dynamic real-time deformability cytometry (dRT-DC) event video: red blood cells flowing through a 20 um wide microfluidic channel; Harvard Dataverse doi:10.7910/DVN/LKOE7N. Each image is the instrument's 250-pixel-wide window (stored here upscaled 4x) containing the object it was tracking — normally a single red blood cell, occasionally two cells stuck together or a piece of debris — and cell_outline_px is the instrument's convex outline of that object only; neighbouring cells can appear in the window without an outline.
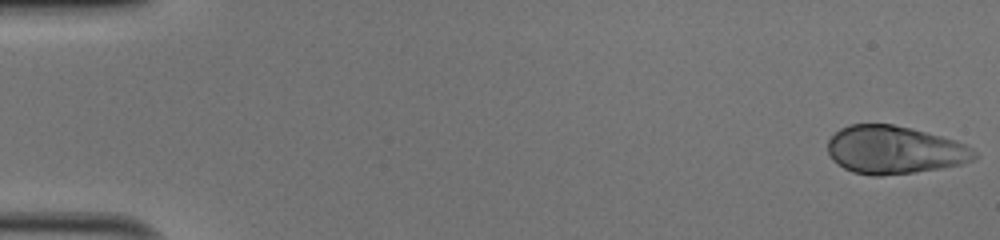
{"species": "human", "species_latin": "Homo sapiens", "temperature_condition": "cold", "stored_images_in_passage": 50, "camera_frame_rate_fps": 3000, "um_per_image_px": 0.085, "donor": {"sex": "male"}, "frame": {"image": 1, "passage_image": 1, "time_ms": 0.0, "image_size_px": [1000, 240], "cell_outline_px": [[980, 156], [972, 160], [960, 164], [940, 168], [916, 172], [880, 176], [872, 176], [852, 172], [844, 168], [832, 160], [828, 152], [828, 140], [840, 128], [848, 124], [892, 124], [912, 128], [940, 136], [964, 144], [972, 148]], "centroid_in_image_um": [76.0, 12.75], "position_along_channel_um": 9.0, "area_um2": 41.04}}
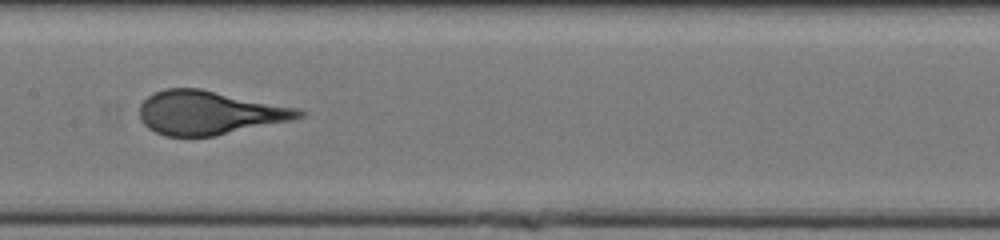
{"frame": {"image": 2, "passage_image": 26, "time_ms": 8.333, "image_size_px": [1000, 240], "cell_outline_px": [[308, 112], [304, 116], [292, 120], [216, 136], [164, 136], [148, 128], [140, 120], [140, 104], [148, 96], [164, 88], [200, 88], [300, 108]], "centroid_in_image_um": [17.82, 9.58], "position_along_channel_um": 189.6, "area_um2": 40.86}}
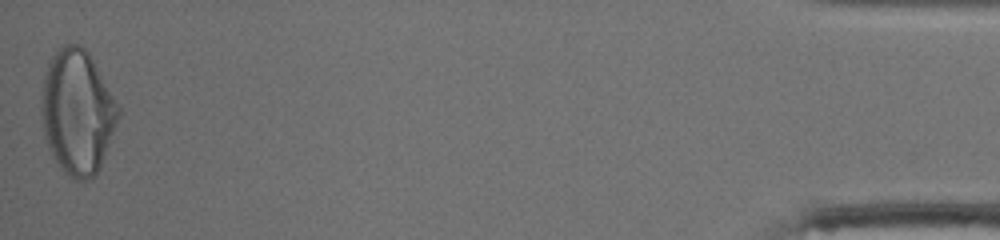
{"frame": {"image": 3, "passage_image": 50, "time_ms": 16.333, "image_size_px": [1000, 240], "cell_outline_px": [[120, 116], [100, 168], [92, 176], [84, 180], [72, 180], [68, 176], [56, 160], [48, 148], [44, 136], [40, 112], [40, 92], [48, 60], [64, 44], [80, 44], [88, 52], [120, 108]], "centroid_in_image_um": [6.55, 9.51], "position_along_channel_um": 428.7, "area_um2": 55.89}}